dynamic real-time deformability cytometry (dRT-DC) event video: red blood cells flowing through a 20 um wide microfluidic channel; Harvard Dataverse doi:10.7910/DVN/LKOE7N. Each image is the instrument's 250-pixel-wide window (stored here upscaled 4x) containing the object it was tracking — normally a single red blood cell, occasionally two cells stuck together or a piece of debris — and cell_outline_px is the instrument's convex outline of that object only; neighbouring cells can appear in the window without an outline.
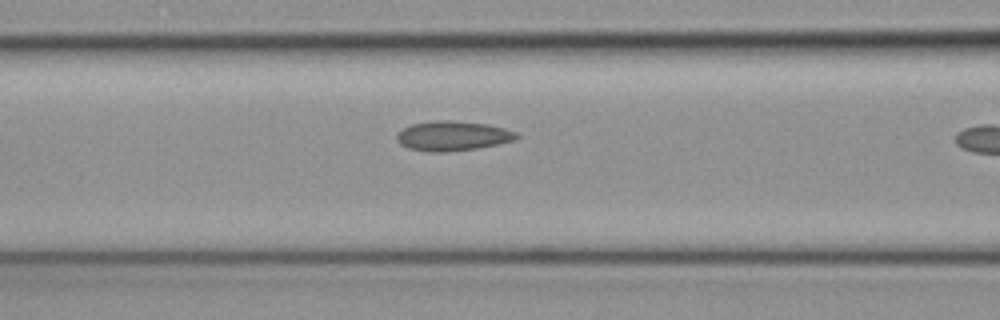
{"species": "common noctule bat (a hibernating species)", "species_latin": "Nyctalus noctula", "temperature_condition": "cold", "stored_images_in_passage": 25, "camera_frame_rate_fps": 3000, "um_per_image_px": 0.085, "animal": {"sex": "female", "body_mass_g": 19.3, "forearm_length_mm": 54.1}, "frame": {"image": 1, "passage_image": 5, "time_ms": 1.333, "image_size_px": [1000, 320], "cell_outline_px": [[520, 136], [516, 140], [476, 148], [444, 152], [436, 152], [408, 148], [400, 144], [396, 136], [404, 128], [412, 124], [440, 120], [448, 120], [488, 124], [504, 128], [516, 132]], "centroid_in_image_um": [38.51, 11.55], "position_along_channel_um": 128.1, "area_um2": 20.4}}
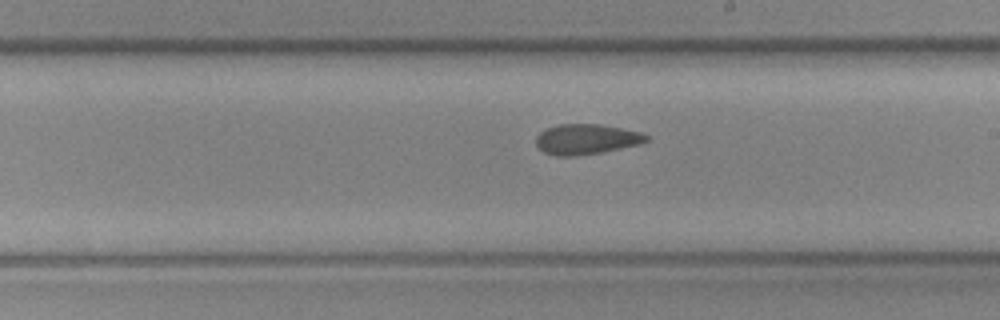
{"frame": {"image": 2, "passage_image": 13, "time_ms": 4.0, "image_size_px": [1000, 320], "cell_outline_px": [[648, 140], [640, 144], [600, 152], [576, 156], [556, 156], [544, 152], [536, 144], [536, 136], [544, 128], [560, 124], [600, 124], [640, 132], [648, 136]], "centroid_in_image_um": [49.8, 11.83], "position_along_channel_um": 239.2, "area_um2": 19.36}}
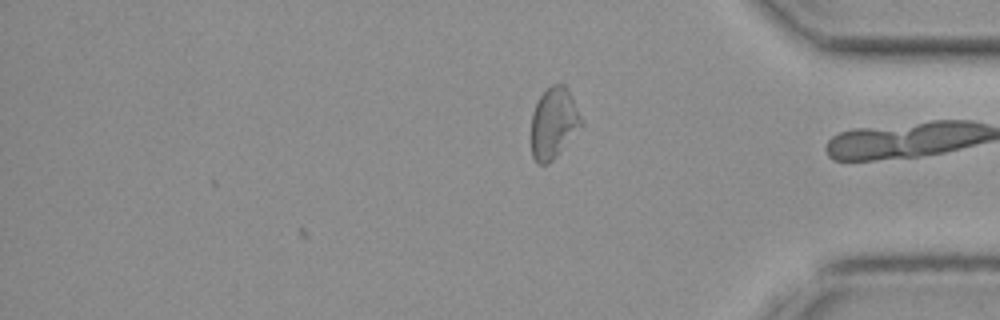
{"frame": {"image": 3, "passage_image": 25, "time_ms": 8.0, "image_size_px": [1000, 320], "cell_outline_px": [[584, 124], [556, 156], [548, 164], [540, 164], [532, 156], [532, 112], [540, 96], [552, 84], [564, 84]], "centroid_in_image_um": [47.05, 10.48], "position_along_channel_um": 388.1, "area_um2": 20.17}}